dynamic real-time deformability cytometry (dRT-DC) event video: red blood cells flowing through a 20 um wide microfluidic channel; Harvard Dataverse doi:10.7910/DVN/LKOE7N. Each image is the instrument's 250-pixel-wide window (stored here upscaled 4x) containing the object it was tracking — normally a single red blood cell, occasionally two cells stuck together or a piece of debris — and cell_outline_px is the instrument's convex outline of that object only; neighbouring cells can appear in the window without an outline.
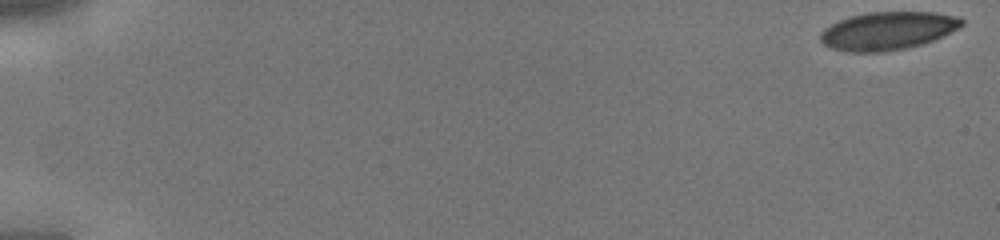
{"species": "human", "species_latin": "Homo sapiens", "temperature_condition": "cold", "stored_images_in_passage": 38, "camera_frame_rate_fps": 3000, "um_per_image_px": 0.085, "donor": {"sex": "male"}, "frame": {"image": 1, "passage_image": 1, "time_ms": 0.0, "image_size_px": [1000, 240], "cell_outline_px": [[964, 24], [960, 28], [932, 40], [908, 48], [884, 52], [848, 52], [832, 48], [824, 44], [820, 40], [820, 32], [824, 28], [840, 20], [852, 16], [868, 12], [932, 12], [960, 16], [964, 20]], "centroid_in_image_um": [75.48, 2.62], "position_along_channel_um": 9.5, "area_um2": 31.39}}